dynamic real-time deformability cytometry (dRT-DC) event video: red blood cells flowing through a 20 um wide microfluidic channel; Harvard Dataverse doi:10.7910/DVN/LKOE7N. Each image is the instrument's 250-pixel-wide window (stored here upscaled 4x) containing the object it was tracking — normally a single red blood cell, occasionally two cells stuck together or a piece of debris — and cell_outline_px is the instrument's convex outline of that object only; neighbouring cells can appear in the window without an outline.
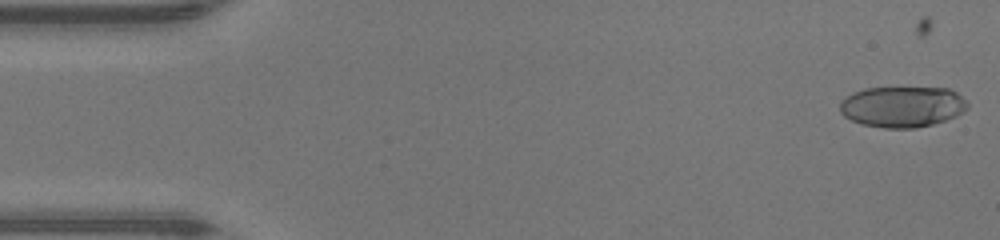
{"species": "human", "species_latin": "Homo sapiens", "temperature_condition": "warm", "stored_images_in_passage": 47, "camera_frame_rate_fps": 3000, "um_per_image_px": 0.085, "donor": {"sex": "male"}, "frame": {"image": 1, "passage_image": 1, "time_ms": 0.0, "image_size_px": [1000, 240], "cell_outline_px": [[968, 108], [964, 112], [956, 116], [932, 124], [916, 128], [884, 128], [860, 124], [844, 116], [840, 112], [840, 100], [852, 92], [864, 88], [948, 88], [956, 92], [968, 104]], "centroid_in_image_um": [76.67, 9.07], "position_along_channel_um": 8.3, "area_um2": 30.52}}
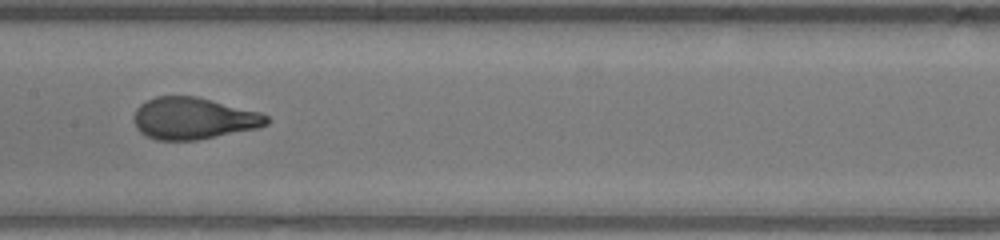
{"frame": {"image": 2, "passage_image": 23, "time_ms": 7.333, "image_size_px": [1000, 240], "cell_outline_px": [[268, 124], [260, 128], [196, 140], [156, 140], [140, 132], [136, 128], [132, 116], [136, 108], [140, 104], [156, 96], [196, 96], [260, 112], [268, 116]], "centroid_in_image_um": [16.43, 10.06], "position_along_channel_um": 191.0, "area_um2": 32.43}}
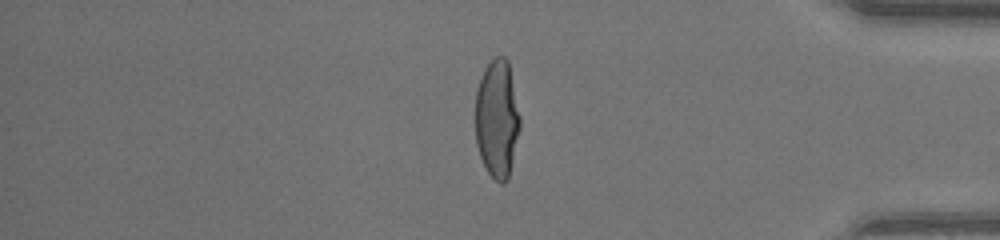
{"frame": {"image": 3, "passage_image": 39, "time_ms": 12.667, "image_size_px": [1000, 240], "cell_outline_px": [[520, 128], [508, 180], [504, 184], [500, 184], [488, 172], [480, 156], [476, 144], [476, 92], [484, 68], [496, 56], [504, 56], [508, 60], [520, 116]], "centroid_in_image_um": [42.26, 10.11], "position_along_channel_um": 392.9, "area_um2": 30.63}, "authors_computed_cell_mechanics": {"area_um2": 31.6166, "velocity_mm_per_s": 4.381, "shape_relaxation_time_tau1_ms": 4.5531, "shape_relaxation_time_tau2_ms": null, "deformation_change_tau1": 0.2887, "deformation_change_tau2": null}}